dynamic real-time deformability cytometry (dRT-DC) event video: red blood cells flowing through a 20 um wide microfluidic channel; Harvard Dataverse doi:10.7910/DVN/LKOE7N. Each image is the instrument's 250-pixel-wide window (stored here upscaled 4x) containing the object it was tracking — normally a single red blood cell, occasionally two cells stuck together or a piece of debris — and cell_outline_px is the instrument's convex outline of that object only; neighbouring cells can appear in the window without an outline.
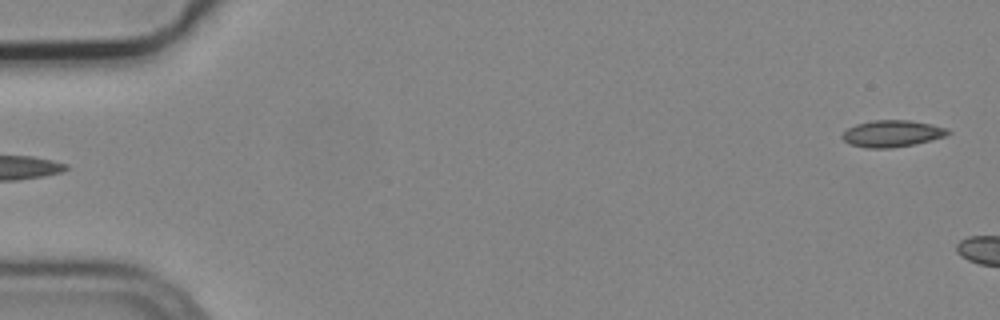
{"species": "common noctule bat (a hibernating species)", "species_latin": "Nyctalus noctula", "temperature_condition": "cold", "stored_images_in_passage": 4, "segment_of_instrument_passage": [2, 2], "camera_frame_rate_fps": 3000, "um_per_image_px": 0.085, "animal": {"sex": "male", "body_mass_g": 19.2, "forearm_length_mm": 51.8}, "frame": {"image": 1, "passage_image": 4, "time_ms": 1.0, "image_size_px": [1000, 320], "cell_outline_px": [[952, 132], [944, 136], [912, 144], [892, 148], [868, 148], [848, 144], [840, 136], [848, 128], [856, 124], [872, 120], [908, 120], [932, 124], [948, 128]], "centroid_in_image_um": [75.8, 11.34], "position_along_channel_um": 9.2, "area_um2": 16.36}}